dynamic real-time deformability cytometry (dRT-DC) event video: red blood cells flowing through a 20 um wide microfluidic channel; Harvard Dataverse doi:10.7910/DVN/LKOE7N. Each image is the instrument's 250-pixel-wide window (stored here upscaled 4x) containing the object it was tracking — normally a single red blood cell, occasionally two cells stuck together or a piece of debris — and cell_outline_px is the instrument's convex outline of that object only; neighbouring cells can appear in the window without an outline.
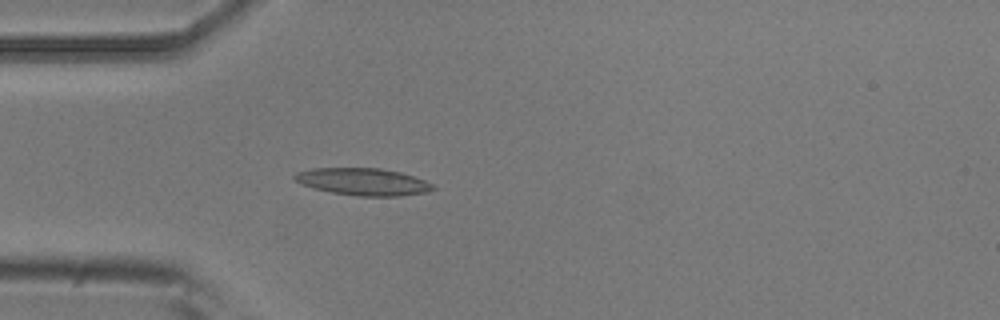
{"species": "common noctule bat (a hibernating species)", "species_latin": "Nyctalus noctula", "temperature_condition": "room temperature", "stored_images_in_passage": 4, "camera_frame_rate_fps": 3000, "um_per_image_px": 0.085, "animal": {"sex": "male", "body_mass_g": 20.5, "forearm_length_mm": 52.5}, "frame": {"image": 1, "passage_image": 4, "time_ms": 1.0, "image_size_px": [1000, 320], "cell_outline_px": [[436, 188], [428, 192], [400, 196], [356, 196], [332, 192], [312, 188], [300, 184], [292, 176], [296, 172], [312, 168], [380, 168], [400, 172], [424, 180], [432, 184]], "centroid_in_image_um": [30.84, 15.45], "position_along_channel_um": 54.2, "area_um2": 21.96}}